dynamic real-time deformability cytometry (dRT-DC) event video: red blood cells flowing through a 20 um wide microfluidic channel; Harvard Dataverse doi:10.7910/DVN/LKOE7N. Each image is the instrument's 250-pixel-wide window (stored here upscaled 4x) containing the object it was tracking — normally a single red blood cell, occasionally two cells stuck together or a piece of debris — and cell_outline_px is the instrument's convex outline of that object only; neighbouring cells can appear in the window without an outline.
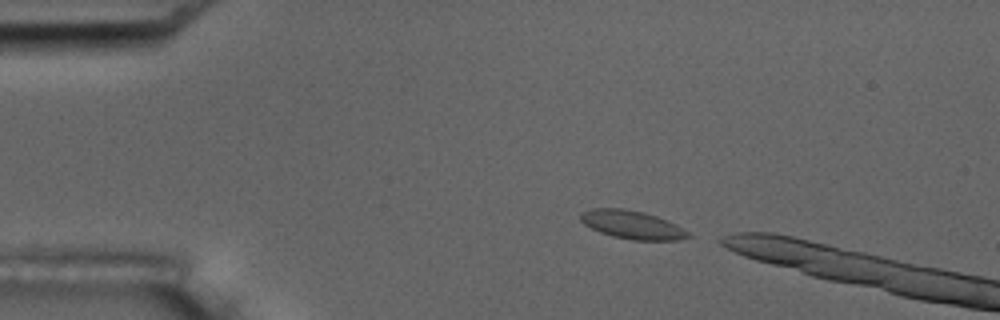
{"species": "common noctule bat (a hibernating species)", "species_latin": "Nyctalus noctula", "temperature_condition": "room temperature", "stored_images_in_passage": 5, "camera_frame_rate_fps": 3000, "um_per_image_px": 0.085, "animal": {"sex": "male", "body_mass_g": 17.5, "forearm_length_mm": 52.3}, "frame": {"image": 1, "passage_image": 1, "time_ms": 0.0, "image_size_px": [1000, 320], "cell_outline_px": [[692, 236], [680, 240], [632, 240], [612, 236], [600, 232], [584, 224], [580, 220], [580, 212], [592, 208], [624, 208], [644, 212], [668, 220], [676, 224], [688, 232]], "centroid_in_image_um": [53.73, 19.1], "position_along_channel_um": 31.3, "area_um2": 17.86}}